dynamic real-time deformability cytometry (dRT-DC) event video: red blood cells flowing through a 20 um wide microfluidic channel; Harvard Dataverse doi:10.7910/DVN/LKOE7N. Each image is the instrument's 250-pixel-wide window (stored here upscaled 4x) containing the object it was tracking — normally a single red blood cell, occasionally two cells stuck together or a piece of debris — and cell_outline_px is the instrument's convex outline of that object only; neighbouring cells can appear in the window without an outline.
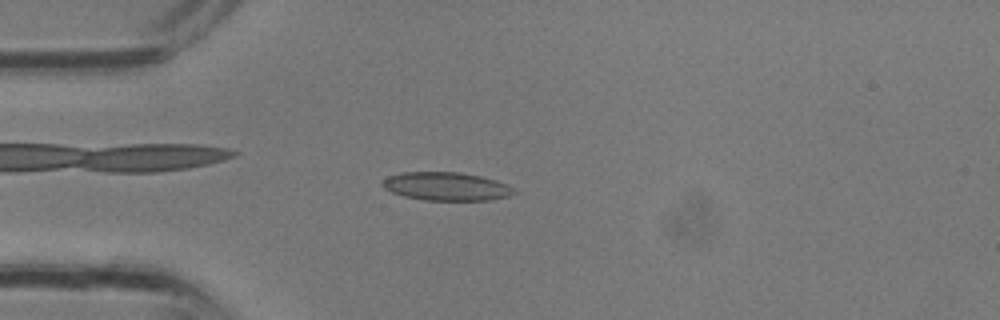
{"species": "common noctule bat (a hibernating species)", "species_latin": "Nyctalus noctula", "temperature_condition": "room temperature", "stored_images_in_passage": 9, "camera_frame_rate_fps": 3000, "um_per_image_px": 0.085, "animal": {"sex": "male", "body_mass_g": 13.3}, "frame": {"image": 1, "passage_image": 2, "time_ms": 0.333, "image_size_px": [1000, 320], "cell_outline_px": [[516, 192], [508, 196], [488, 200], [424, 200], [404, 196], [392, 192], [384, 188], [380, 184], [388, 176], [400, 172], [460, 172], [480, 176], [496, 180], [508, 184], [516, 188]], "centroid_in_image_um": [37.95, 15.84], "position_along_channel_um": 47.1, "area_um2": 21.79}}
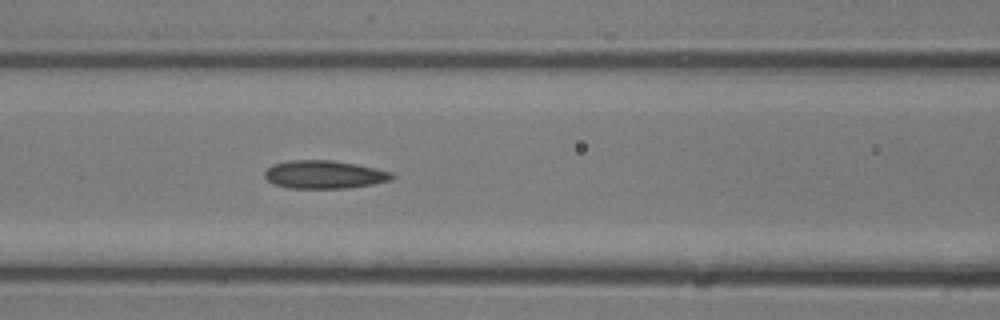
{"frame": {"image": 2, "passage_image": 7, "time_ms": 2.0, "image_size_px": [1000, 320], "cell_outline_px": [[396, 176], [388, 180], [372, 184], [344, 188], [288, 188], [276, 184], [268, 180], [264, 176], [264, 172], [272, 164], [288, 160], [332, 160], [356, 164], [392, 172]], "centroid_in_image_um": [27.53, 14.82], "position_along_channel_um": 139.1, "area_um2": 20.69}}
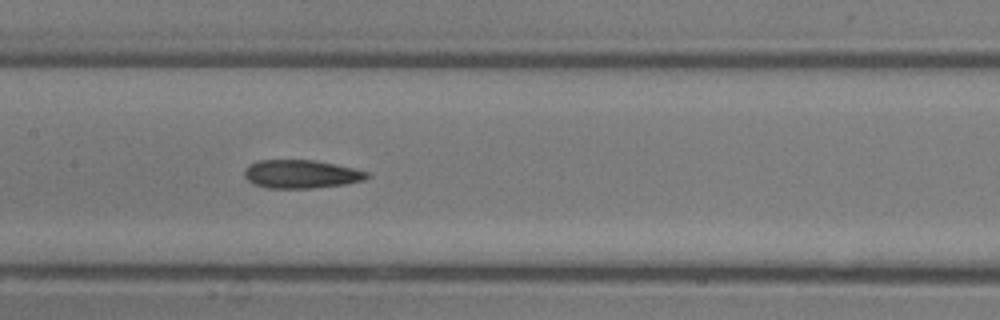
{"frame": {"image": 3, "passage_image": 9, "time_ms": 2.667, "image_size_px": [1000, 320], "cell_outline_px": [[372, 176], [364, 180], [344, 184], [312, 188], [268, 188], [252, 184], [244, 176], [244, 168], [248, 164], [260, 160], [316, 160], [336, 164], [368, 172]], "centroid_in_image_um": [25.58, 14.79], "position_along_channel_um": 181.8, "area_um2": 20.4}}